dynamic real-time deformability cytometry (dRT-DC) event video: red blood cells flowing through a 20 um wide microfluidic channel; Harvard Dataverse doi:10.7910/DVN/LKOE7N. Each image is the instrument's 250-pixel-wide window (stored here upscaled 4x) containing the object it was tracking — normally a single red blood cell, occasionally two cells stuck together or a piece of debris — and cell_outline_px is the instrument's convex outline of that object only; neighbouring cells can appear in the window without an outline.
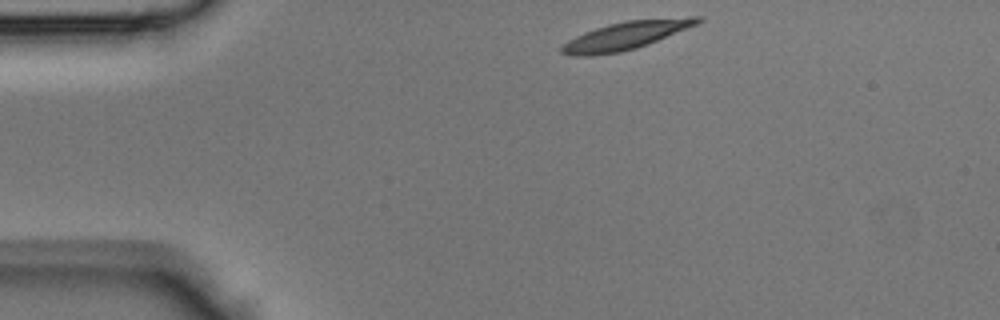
{"species": "Egyptian fruit bat (a non-hibernating species)", "species_latin": "Rousettus aegyptiacus", "temperature_condition": "room temperature", "stored_images_in_passage": 36, "camera_frame_rate_fps": 3000, "um_per_image_px": 0.085, "animal": {"sex": "male"}, "frame": {"image": 1, "passage_image": 1, "time_ms": 0.0, "image_size_px": [1000, 320], "cell_outline_px": [[704, 20], [696, 24], [648, 44], [636, 48], [620, 52], [592, 56], [572, 56], [560, 52], [560, 48], [568, 40], [584, 32], [608, 24], [628, 20], [688, 16], [704, 16]], "centroid_in_image_um": [53.2, 3.01], "position_along_channel_um": 31.8, "area_um2": 22.14}}
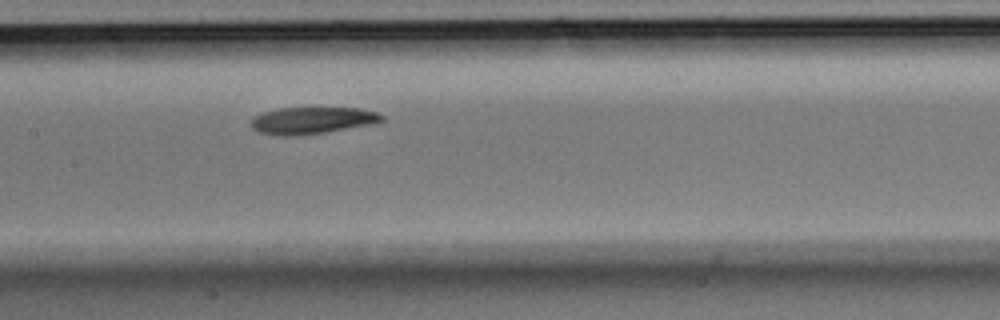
{"frame": {"image": 2, "passage_image": 14, "time_ms": 4.333, "image_size_px": [1000, 320], "cell_outline_px": [[384, 120], [372, 124], [324, 132], [296, 136], [280, 136], [260, 132], [252, 128], [252, 120], [256, 116], [264, 112], [280, 108], [360, 108], [376, 112], [384, 116]], "centroid_in_image_um": [26.55, 10.24], "position_along_channel_um": 180.8, "area_um2": 20.23}}
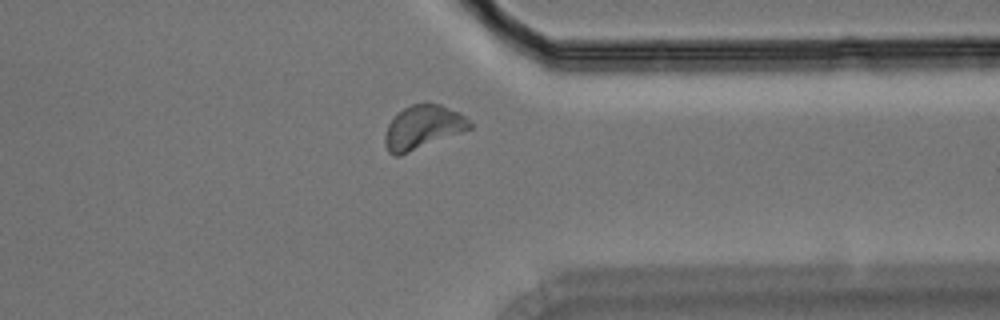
{"frame": {"image": 3, "passage_image": 27, "time_ms": 8.667, "image_size_px": [1000, 320], "cell_outline_px": [[472, 128], [400, 156], [392, 156], [388, 152], [384, 144], [384, 136], [388, 124], [404, 108], [412, 104], [424, 100], [440, 104], [460, 112], [472, 124]], "centroid_in_image_um": [35.93, 10.8], "position_along_channel_um": 375.5, "area_um2": 21.85}}